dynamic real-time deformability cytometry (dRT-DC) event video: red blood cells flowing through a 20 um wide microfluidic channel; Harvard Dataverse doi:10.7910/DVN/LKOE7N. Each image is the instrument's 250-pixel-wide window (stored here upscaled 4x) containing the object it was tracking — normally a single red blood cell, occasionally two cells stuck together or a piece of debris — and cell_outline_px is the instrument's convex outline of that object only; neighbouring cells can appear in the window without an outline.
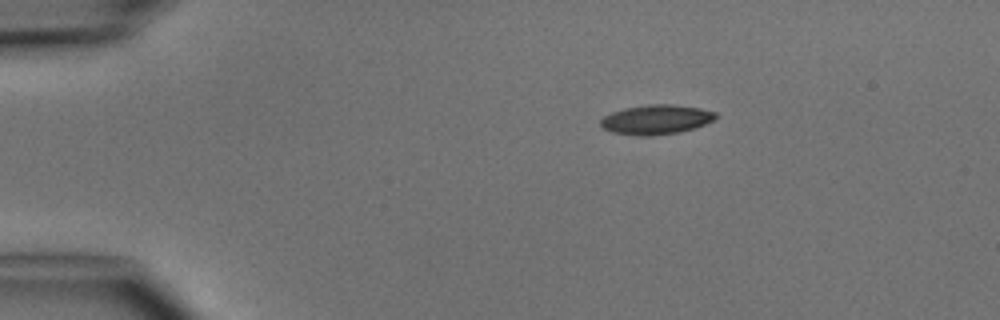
{"species": "common noctule bat (a hibernating species)", "species_latin": "Nyctalus noctula", "temperature_condition": "cold", "stored_images_in_passage": 2, "camera_frame_rate_fps": 3000, "um_per_image_px": 0.085, "animal": {"sex": "male", "body_mass_g": 15.6}, "frame": {"image": 1, "passage_image": 1, "time_ms": 0.0, "image_size_px": [1000, 320], "cell_outline_px": [[716, 116], [712, 120], [704, 124], [680, 132], [648, 136], [640, 136], [612, 132], [604, 128], [600, 124], [600, 120], [604, 116], [612, 112], [624, 108], [648, 104], [672, 104], [700, 108], [716, 112]], "centroid_in_image_um": [55.74, 10.15], "position_along_channel_um": 29.3, "area_um2": 19.65}}